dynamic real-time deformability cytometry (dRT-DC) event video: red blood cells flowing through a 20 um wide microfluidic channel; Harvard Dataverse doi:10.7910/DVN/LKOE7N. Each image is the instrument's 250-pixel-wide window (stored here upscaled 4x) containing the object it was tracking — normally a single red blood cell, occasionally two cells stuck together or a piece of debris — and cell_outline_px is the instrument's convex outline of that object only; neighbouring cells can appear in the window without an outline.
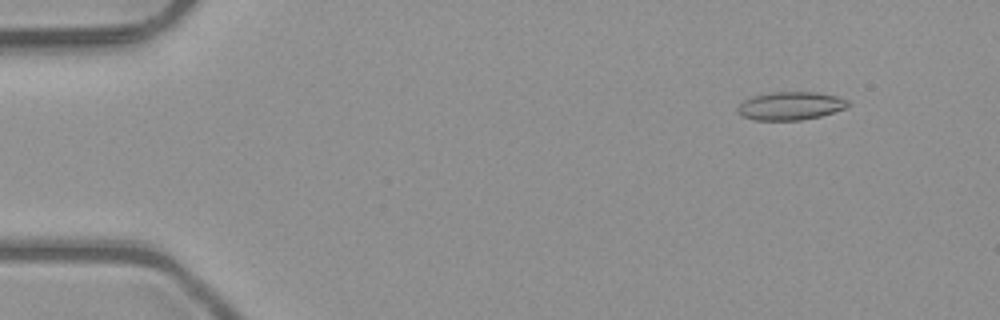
{"species": "common noctule bat (a hibernating species)", "species_latin": "Nyctalus noctula", "temperature_condition": "room temperature", "stored_images_in_passage": 5, "camera_frame_rate_fps": 3000, "um_per_image_px": 0.085, "animal": {"sex": "male", "body_mass_g": 23.1, "forearm_length_mm": 52.7}, "frame": {"image": 1, "passage_image": 2, "time_ms": 0.333, "image_size_px": [1000, 320], "cell_outline_px": [[852, 104], [844, 108], [820, 116], [800, 120], [756, 120], [744, 116], [736, 112], [736, 108], [744, 100], [752, 96], [772, 92], [816, 92], [836, 96], [848, 100]], "centroid_in_image_um": [67.18, 8.99], "position_along_channel_um": 17.8, "area_um2": 18.03}}